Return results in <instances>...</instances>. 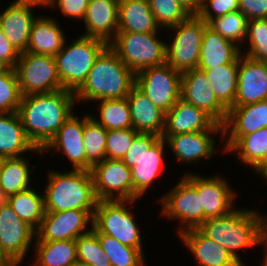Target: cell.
<instances>
[{
    "label": "cell",
    "instance_id": "6da1fadb",
    "mask_svg": "<svg viewBox=\"0 0 267 266\" xmlns=\"http://www.w3.org/2000/svg\"><path fill=\"white\" fill-rule=\"evenodd\" d=\"M75 92L63 89L22 96L18 115L27 138L43 149L64 122L75 112Z\"/></svg>",
    "mask_w": 267,
    "mask_h": 266
},
{
    "label": "cell",
    "instance_id": "7a4b0ae2",
    "mask_svg": "<svg viewBox=\"0 0 267 266\" xmlns=\"http://www.w3.org/2000/svg\"><path fill=\"white\" fill-rule=\"evenodd\" d=\"M260 212L255 207L252 209L237 206L225 216L206 219L198 229L225 247L238 262L246 266L239 255L240 251L266 245Z\"/></svg>",
    "mask_w": 267,
    "mask_h": 266
},
{
    "label": "cell",
    "instance_id": "3957f363",
    "mask_svg": "<svg viewBox=\"0 0 267 266\" xmlns=\"http://www.w3.org/2000/svg\"><path fill=\"white\" fill-rule=\"evenodd\" d=\"M135 85V73L108 45L98 56L86 81L75 92L76 103L123 99Z\"/></svg>",
    "mask_w": 267,
    "mask_h": 266
},
{
    "label": "cell",
    "instance_id": "277c9868",
    "mask_svg": "<svg viewBox=\"0 0 267 266\" xmlns=\"http://www.w3.org/2000/svg\"><path fill=\"white\" fill-rule=\"evenodd\" d=\"M43 189L45 212L95 210L97 198L90 171L49 170Z\"/></svg>",
    "mask_w": 267,
    "mask_h": 266
},
{
    "label": "cell",
    "instance_id": "5b68a950",
    "mask_svg": "<svg viewBox=\"0 0 267 266\" xmlns=\"http://www.w3.org/2000/svg\"><path fill=\"white\" fill-rule=\"evenodd\" d=\"M54 56L58 76L64 89L76 92L86 81L100 53L109 45L105 41L78 35Z\"/></svg>",
    "mask_w": 267,
    "mask_h": 266
},
{
    "label": "cell",
    "instance_id": "8992f818",
    "mask_svg": "<svg viewBox=\"0 0 267 266\" xmlns=\"http://www.w3.org/2000/svg\"><path fill=\"white\" fill-rule=\"evenodd\" d=\"M135 202L137 200L98 201L93 214V227L124 245L139 249L145 255L142 240L147 236L141 234L139 222L131 211Z\"/></svg>",
    "mask_w": 267,
    "mask_h": 266
},
{
    "label": "cell",
    "instance_id": "52a82bcc",
    "mask_svg": "<svg viewBox=\"0 0 267 266\" xmlns=\"http://www.w3.org/2000/svg\"><path fill=\"white\" fill-rule=\"evenodd\" d=\"M160 29L153 33L117 32L109 46L135 74L166 62V42Z\"/></svg>",
    "mask_w": 267,
    "mask_h": 266
},
{
    "label": "cell",
    "instance_id": "ba28073f",
    "mask_svg": "<svg viewBox=\"0 0 267 266\" xmlns=\"http://www.w3.org/2000/svg\"><path fill=\"white\" fill-rule=\"evenodd\" d=\"M207 22L191 15L178 25L165 29L174 36L166 42V62L181 74L196 69L200 60V48Z\"/></svg>",
    "mask_w": 267,
    "mask_h": 266
},
{
    "label": "cell",
    "instance_id": "9c48e42d",
    "mask_svg": "<svg viewBox=\"0 0 267 266\" xmlns=\"http://www.w3.org/2000/svg\"><path fill=\"white\" fill-rule=\"evenodd\" d=\"M160 197V214L169 220L179 221L177 235L203 223V208L198 190L184 177Z\"/></svg>",
    "mask_w": 267,
    "mask_h": 266
},
{
    "label": "cell",
    "instance_id": "30bf717a",
    "mask_svg": "<svg viewBox=\"0 0 267 266\" xmlns=\"http://www.w3.org/2000/svg\"><path fill=\"white\" fill-rule=\"evenodd\" d=\"M15 71L23 96L63 90L54 56L20 53Z\"/></svg>",
    "mask_w": 267,
    "mask_h": 266
},
{
    "label": "cell",
    "instance_id": "8fae6325",
    "mask_svg": "<svg viewBox=\"0 0 267 266\" xmlns=\"http://www.w3.org/2000/svg\"><path fill=\"white\" fill-rule=\"evenodd\" d=\"M135 85L167 113L180 99L181 73L165 62L136 73Z\"/></svg>",
    "mask_w": 267,
    "mask_h": 266
},
{
    "label": "cell",
    "instance_id": "7c38bea8",
    "mask_svg": "<svg viewBox=\"0 0 267 266\" xmlns=\"http://www.w3.org/2000/svg\"><path fill=\"white\" fill-rule=\"evenodd\" d=\"M219 175L215 173L210 176H203L189 171L183 175L201 196L203 222L208 218L225 216L237 208L235 207V200L238 193L222 174Z\"/></svg>",
    "mask_w": 267,
    "mask_h": 266
},
{
    "label": "cell",
    "instance_id": "4fadbf2b",
    "mask_svg": "<svg viewBox=\"0 0 267 266\" xmlns=\"http://www.w3.org/2000/svg\"><path fill=\"white\" fill-rule=\"evenodd\" d=\"M90 172L98 201L133 200L131 170L122 160L105 158Z\"/></svg>",
    "mask_w": 267,
    "mask_h": 266
},
{
    "label": "cell",
    "instance_id": "5bb4252c",
    "mask_svg": "<svg viewBox=\"0 0 267 266\" xmlns=\"http://www.w3.org/2000/svg\"><path fill=\"white\" fill-rule=\"evenodd\" d=\"M95 210L45 212L35 241L76 240L93 228ZM90 225V226H88Z\"/></svg>",
    "mask_w": 267,
    "mask_h": 266
},
{
    "label": "cell",
    "instance_id": "9a60e30c",
    "mask_svg": "<svg viewBox=\"0 0 267 266\" xmlns=\"http://www.w3.org/2000/svg\"><path fill=\"white\" fill-rule=\"evenodd\" d=\"M36 231L24 222L7 203L0 207V247L18 265L33 248ZM31 247V248H30Z\"/></svg>",
    "mask_w": 267,
    "mask_h": 266
},
{
    "label": "cell",
    "instance_id": "2e32d148",
    "mask_svg": "<svg viewBox=\"0 0 267 266\" xmlns=\"http://www.w3.org/2000/svg\"><path fill=\"white\" fill-rule=\"evenodd\" d=\"M6 7L0 10V28L19 53L26 52L31 27L38 16L34 10L37 7L45 8V2L44 0H14Z\"/></svg>",
    "mask_w": 267,
    "mask_h": 266
},
{
    "label": "cell",
    "instance_id": "e0dca14e",
    "mask_svg": "<svg viewBox=\"0 0 267 266\" xmlns=\"http://www.w3.org/2000/svg\"><path fill=\"white\" fill-rule=\"evenodd\" d=\"M219 134L220 144L223 142V131H199L192 133H180L173 136H161L165 139L167 149L171 150L178 163L197 165L200 161L211 160L215 155ZM216 138V139H215ZM218 145V146H217Z\"/></svg>",
    "mask_w": 267,
    "mask_h": 266
},
{
    "label": "cell",
    "instance_id": "ac0fdd59",
    "mask_svg": "<svg viewBox=\"0 0 267 266\" xmlns=\"http://www.w3.org/2000/svg\"><path fill=\"white\" fill-rule=\"evenodd\" d=\"M180 99L204 110L221 125L227 119L228 110L216 98L205 72L198 68L181 74Z\"/></svg>",
    "mask_w": 267,
    "mask_h": 266
},
{
    "label": "cell",
    "instance_id": "d6986e66",
    "mask_svg": "<svg viewBox=\"0 0 267 266\" xmlns=\"http://www.w3.org/2000/svg\"><path fill=\"white\" fill-rule=\"evenodd\" d=\"M74 112L59 128L55 136L48 142L42 149L44 156L51 152L50 157L63 153L64 156L70 161L72 170H85L86 171V153L83 141L84 132V115L78 117Z\"/></svg>",
    "mask_w": 267,
    "mask_h": 266
},
{
    "label": "cell",
    "instance_id": "ffe728a7",
    "mask_svg": "<svg viewBox=\"0 0 267 266\" xmlns=\"http://www.w3.org/2000/svg\"><path fill=\"white\" fill-rule=\"evenodd\" d=\"M267 100V63L239 56L237 93L234 106Z\"/></svg>",
    "mask_w": 267,
    "mask_h": 266
},
{
    "label": "cell",
    "instance_id": "44dd1931",
    "mask_svg": "<svg viewBox=\"0 0 267 266\" xmlns=\"http://www.w3.org/2000/svg\"><path fill=\"white\" fill-rule=\"evenodd\" d=\"M199 131H223V125L217 123L204 110L179 99L166 113L162 136Z\"/></svg>",
    "mask_w": 267,
    "mask_h": 266
},
{
    "label": "cell",
    "instance_id": "7402d4cb",
    "mask_svg": "<svg viewBox=\"0 0 267 266\" xmlns=\"http://www.w3.org/2000/svg\"><path fill=\"white\" fill-rule=\"evenodd\" d=\"M198 266H243L222 245L204 235L198 228H190L178 235Z\"/></svg>",
    "mask_w": 267,
    "mask_h": 266
},
{
    "label": "cell",
    "instance_id": "603a6c76",
    "mask_svg": "<svg viewBox=\"0 0 267 266\" xmlns=\"http://www.w3.org/2000/svg\"><path fill=\"white\" fill-rule=\"evenodd\" d=\"M119 0H89L83 22L85 31L81 34L110 43L118 32Z\"/></svg>",
    "mask_w": 267,
    "mask_h": 266
},
{
    "label": "cell",
    "instance_id": "cb8c5ba5",
    "mask_svg": "<svg viewBox=\"0 0 267 266\" xmlns=\"http://www.w3.org/2000/svg\"><path fill=\"white\" fill-rule=\"evenodd\" d=\"M223 154H233L240 164L257 172L267 162V127L242 137H223Z\"/></svg>",
    "mask_w": 267,
    "mask_h": 266
},
{
    "label": "cell",
    "instance_id": "d4e9b609",
    "mask_svg": "<svg viewBox=\"0 0 267 266\" xmlns=\"http://www.w3.org/2000/svg\"><path fill=\"white\" fill-rule=\"evenodd\" d=\"M131 113L132 128L138 133L162 136L166 113L156 107L148 96L134 85L126 97Z\"/></svg>",
    "mask_w": 267,
    "mask_h": 266
},
{
    "label": "cell",
    "instance_id": "484cf974",
    "mask_svg": "<svg viewBox=\"0 0 267 266\" xmlns=\"http://www.w3.org/2000/svg\"><path fill=\"white\" fill-rule=\"evenodd\" d=\"M166 141L160 137L152 147L145 152L135 166L130 168L133 182V200H139L148 194V189L158 180L161 168L164 164V150L166 149Z\"/></svg>",
    "mask_w": 267,
    "mask_h": 266
},
{
    "label": "cell",
    "instance_id": "4316f807",
    "mask_svg": "<svg viewBox=\"0 0 267 266\" xmlns=\"http://www.w3.org/2000/svg\"><path fill=\"white\" fill-rule=\"evenodd\" d=\"M33 151L43 154L27 138L18 113H0V159L19 158Z\"/></svg>",
    "mask_w": 267,
    "mask_h": 266
},
{
    "label": "cell",
    "instance_id": "83f0119b",
    "mask_svg": "<svg viewBox=\"0 0 267 266\" xmlns=\"http://www.w3.org/2000/svg\"><path fill=\"white\" fill-rule=\"evenodd\" d=\"M267 127V100L233 106L223 124V137H242Z\"/></svg>",
    "mask_w": 267,
    "mask_h": 266
},
{
    "label": "cell",
    "instance_id": "f1b7e54d",
    "mask_svg": "<svg viewBox=\"0 0 267 266\" xmlns=\"http://www.w3.org/2000/svg\"><path fill=\"white\" fill-rule=\"evenodd\" d=\"M58 18L41 16L34 20L26 52L55 56L64 45L66 36Z\"/></svg>",
    "mask_w": 267,
    "mask_h": 266
},
{
    "label": "cell",
    "instance_id": "f546056e",
    "mask_svg": "<svg viewBox=\"0 0 267 266\" xmlns=\"http://www.w3.org/2000/svg\"><path fill=\"white\" fill-rule=\"evenodd\" d=\"M240 49L234 42L225 39L207 25L202 37L197 68L207 70L233 63L241 55Z\"/></svg>",
    "mask_w": 267,
    "mask_h": 266
},
{
    "label": "cell",
    "instance_id": "4dcf8cb0",
    "mask_svg": "<svg viewBox=\"0 0 267 266\" xmlns=\"http://www.w3.org/2000/svg\"><path fill=\"white\" fill-rule=\"evenodd\" d=\"M160 29L149 0H119L118 32L153 33Z\"/></svg>",
    "mask_w": 267,
    "mask_h": 266
},
{
    "label": "cell",
    "instance_id": "1f68e13d",
    "mask_svg": "<svg viewBox=\"0 0 267 266\" xmlns=\"http://www.w3.org/2000/svg\"><path fill=\"white\" fill-rule=\"evenodd\" d=\"M30 266H78L75 240L34 241Z\"/></svg>",
    "mask_w": 267,
    "mask_h": 266
},
{
    "label": "cell",
    "instance_id": "d6a6232c",
    "mask_svg": "<svg viewBox=\"0 0 267 266\" xmlns=\"http://www.w3.org/2000/svg\"><path fill=\"white\" fill-rule=\"evenodd\" d=\"M28 161L29 159L28 157L26 158V156L1 159L0 191L6 197L28 190L35 186H32L31 184L32 181H34L31 178L34 166Z\"/></svg>",
    "mask_w": 267,
    "mask_h": 266
},
{
    "label": "cell",
    "instance_id": "836d02e7",
    "mask_svg": "<svg viewBox=\"0 0 267 266\" xmlns=\"http://www.w3.org/2000/svg\"><path fill=\"white\" fill-rule=\"evenodd\" d=\"M239 57L230 64L217 66L205 72L218 101L229 110L237 93Z\"/></svg>",
    "mask_w": 267,
    "mask_h": 266
},
{
    "label": "cell",
    "instance_id": "e575fe53",
    "mask_svg": "<svg viewBox=\"0 0 267 266\" xmlns=\"http://www.w3.org/2000/svg\"><path fill=\"white\" fill-rule=\"evenodd\" d=\"M7 203L24 222L35 231L38 229L45 214L43 191L31 187L8 196Z\"/></svg>",
    "mask_w": 267,
    "mask_h": 266
},
{
    "label": "cell",
    "instance_id": "d590c367",
    "mask_svg": "<svg viewBox=\"0 0 267 266\" xmlns=\"http://www.w3.org/2000/svg\"><path fill=\"white\" fill-rule=\"evenodd\" d=\"M97 102V115L90 114L92 119L101 124L106 130L132 128L130 107L127 98L103 99Z\"/></svg>",
    "mask_w": 267,
    "mask_h": 266
},
{
    "label": "cell",
    "instance_id": "8d00e7d4",
    "mask_svg": "<svg viewBox=\"0 0 267 266\" xmlns=\"http://www.w3.org/2000/svg\"><path fill=\"white\" fill-rule=\"evenodd\" d=\"M92 230L97 234L110 265L148 266L144 254L139 249L124 245L114 237L98 232L94 227Z\"/></svg>",
    "mask_w": 267,
    "mask_h": 266
},
{
    "label": "cell",
    "instance_id": "74e56055",
    "mask_svg": "<svg viewBox=\"0 0 267 266\" xmlns=\"http://www.w3.org/2000/svg\"><path fill=\"white\" fill-rule=\"evenodd\" d=\"M84 148L86 153V171L106 158L107 130L97 123L88 113L84 114Z\"/></svg>",
    "mask_w": 267,
    "mask_h": 266
},
{
    "label": "cell",
    "instance_id": "f35d334b",
    "mask_svg": "<svg viewBox=\"0 0 267 266\" xmlns=\"http://www.w3.org/2000/svg\"><path fill=\"white\" fill-rule=\"evenodd\" d=\"M248 21V18L238 10L213 18L207 24L222 37L242 48Z\"/></svg>",
    "mask_w": 267,
    "mask_h": 266
},
{
    "label": "cell",
    "instance_id": "ab89813d",
    "mask_svg": "<svg viewBox=\"0 0 267 266\" xmlns=\"http://www.w3.org/2000/svg\"><path fill=\"white\" fill-rule=\"evenodd\" d=\"M245 43L249 47L240 49L241 54L255 61H267V19L248 21Z\"/></svg>",
    "mask_w": 267,
    "mask_h": 266
},
{
    "label": "cell",
    "instance_id": "60d3db41",
    "mask_svg": "<svg viewBox=\"0 0 267 266\" xmlns=\"http://www.w3.org/2000/svg\"><path fill=\"white\" fill-rule=\"evenodd\" d=\"M149 4L156 23L162 29L178 25L191 16L177 0H149Z\"/></svg>",
    "mask_w": 267,
    "mask_h": 266
},
{
    "label": "cell",
    "instance_id": "b9f144b4",
    "mask_svg": "<svg viewBox=\"0 0 267 266\" xmlns=\"http://www.w3.org/2000/svg\"><path fill=\"white\" fill-rule=\"evenodd\" d=\"M75 242L78 265L98 266L108 262V257L101 247L97 234L93 230L79 236Z\"/></svg>",
    "mask_w": 267,
    "mask_h": 266
},
{
    "label": "cell",
    "instance_id": "7bdbcfd3",
    "mask_svg": "<svg viewBox=\"0 0 267 266\" xmlns=\"http://www.w3.org/2000/svg\"><path fill=\"white\" fill-rule=\"evenodd\" d=\"M22 96L15 69L0 76V113H17Z\"/></svg>",
    "mask_w": 267,
    "mask_h": 266
},
{
    "label": "cell",
    "instance_id": "ee69618b",
    "mask_svg": "<svg viewBox=\"0 0 267 266\" xmlns=\"http://www.w3.org/2000/svg\"><path fill=\"white\" fill-rule=\"evenodd\" d=\"M137 134L133 128L107 130L106 158L122 160Z\"/></svg>",
    "mask_w": 267,
    "mask_h": 266
},
{
    "label": "cell",
    "instance_id": "f6af8a7d",
    "mask_svg": "<svg viewBox=\"0 0 267 266\" xmlns=\"http://www.w3.org/2000/svg\"><path fill=\"white\" fill-rule=\"evenodd\" d=\"M159 138L160 136L152 133H138L122 159L124 164L129 168L135 166V162H137Z\"/></svg>",
    "mask_w": 267,
    "mask_h": 266
},
{
    "label": "cell",
    "instance_id": "bcb514c9",
    "mask_svg": "<svg viewBox=\"0 0 267 266\" xmlns=\"http://www.w3.org/2000/svg\"><path fill=\"white\" fill-rule=\"evenodd\" d=\"M239 10V0H204L197 16L207 23L216 17Z\"/></svg>",
    "mask_w": 267,
    "mask_h": 266
},
{
    "label": "cell",
    "instance_id": "7dc6e473",
    "mask_svg": "<svg viewBox=\"0 0 267 266\" xmlns=\"http://www.w3.org/2000/svg\"><path fill=\"white\" fill-rule=\"evenodd\" d=\"M45 7L59 8L62 16L82 22L89 0H44Z\"/></svg>",
    "mask_w": 267,
    "mask_h": 266
},
{
    "label": "cell",
    "instance_id": "c3c4849f",
    "mask_svg": "<svg viewBox=\"0 0 267 266\" xmlns=\"http://www.w3.org/2000/svg\"><path fill=\"white\" fill-rule=\"evenodd\" d=\"M239 11L248 20L267 19V0H239Z\"/></svg>",
    "mask_w": 267,
    "mask_h": 266
},
{
    "label": "cell",
    "instance_id": "681fc988",
    "mask_svg": "<svg viewBox=\"0 0 267 266\" xmlns=\"http://www.w3.org/2000/svg\"><path fill=\"white\" fill-rule=\"evenodd\" d=\"M19 57L20 53L13 47L0 28V61H3L11 69H15Z\"/></svg>",
    "mask_w": 267,
    "mask_h": 266
},
{
    "label": "cell",
    "instance_id": "f907efd6",
    "mask_svg": "<svg viewBox=\"0 0 267 266\" xmlns=\"http://www.w3.org/2000/svg\"><path fill=\"white\" fill-rule=\"evenodd\" d=\"M177 1L190 15H197L201 10L204 0H177Z\"/></svg>",
    "mask_w": 267,
    "mask_h": 266
},
{
    "label": "cell",
    "instance_id": "816d5d0a",
    "mask_svg": "<svg viewBox=\"0 0 267 266\" xmlns=\"http://www.w3.org/2000/svg\"><path fill=\"white\" fill-rule=\"evenodd\" d=\"M0 266H19L11 257H9L0 247Z\"/></svg>",
    "mask_w": 267,
    "mask_h": 266
},
{
    "label": "cell",
    "instance_id": "f5cc1de1",
    "mask_svg": "<svg viewBox=\"0 0 267 266\" xmlns=\"http://www.w3.org/2000/svg\"><path fill=\"white\" fill-rule=\"evenodd\" d=\"M265 183H267V182H265ZM260 214H261V218H262L263 237H264L265 244L267 245V214L266 213L263 214L262 212Z\"/></svg>",
    "mask_w": 267,
    "mask_h": 266
},
{
    "label": "cell",
    "instance_id": "db71d44e",
    "mask_svg": "<svg viewBox=\"0 0 267 266\" xmlns=\"http://www.w3.org/2000/svg\"><path fill=\"white\" fill-rule=\"evenodd\" d=\"M256 174L259 175V177L261 176L264 180L267 182V162L256 172Z\"/></svg>",
    "mask_w": 267,
    "mask_h": 266
},
{
    "label": "cell",
    "instance_id": "11a10c76",
    "mask_svg": "<svg viewBox=\"0 0 267 266\" xmlns=\"http://www.w3.org/2000/svg\"><path fill=\"white\" fill-rule=\"evenodd\" d=\"M11 68L5 64L3 61H0V76L6 74Z\"/></svg>",
    "mask_w": 267,
    "mask_h": 266
},
{
    "label": "cell",
    "instance_id": "9f6ffc18",
    "mask_svg": "<svg viewBox=\"0 0 267 266\" xmlns=\"http://www.w3.org/2000/svg\"><path fill=\"white\" fill-rule=\"evenodd\" d=\"M263 249V253H262V260L263 261H260L261 262V266H267V245H264L263 247H262ZM265 251V252H264Z\"/></svg>",
    "mask_w": 267,
    "mask_h": 266
},
{
    "label": "cell",
    "instance_id": "6f0895ef",
    "mask_svg": "<svg viewBox=\"0 0 267 266\" xmlns=\"http://www.w3.org/2000/svg\"><path fill=\"white\" fill-rule=\"evenodd\" d=\"M7 201V197L0 191V207Z\"/></svg>",
    "mask_w": 267,
    "mask_h": 266
},
{
    "label": "cell",
    "instance_id": "680465c9",
    "mask_svg": "<svg viewBox=\"0 0 267 266\" xmlns=\"http://www.w3.org/2000/svg\"><path fill=\"white\" fill-rule=\"evenodd\" d=\"M78 266H97V265H78ZM98 266H112L109 264V262H104L102 264H99Z\"/></svg>",
    "mask_w": 267,
    "mask_h": 266
},
{
    "label": "cell",
    "instance_id": "91938a15",
    "mask_svg": "<svg viewBox=\"0 0 267 266\" xmlns=\"http://www.w3.org/2000/svg\"><path fill=\"white\" fill-rule=\"evenodd\" d=\"M0 182H1V159H0Z\"/></svg>",
    "mask_w": 267,
    "mask_h": 266
}]
</instances>
